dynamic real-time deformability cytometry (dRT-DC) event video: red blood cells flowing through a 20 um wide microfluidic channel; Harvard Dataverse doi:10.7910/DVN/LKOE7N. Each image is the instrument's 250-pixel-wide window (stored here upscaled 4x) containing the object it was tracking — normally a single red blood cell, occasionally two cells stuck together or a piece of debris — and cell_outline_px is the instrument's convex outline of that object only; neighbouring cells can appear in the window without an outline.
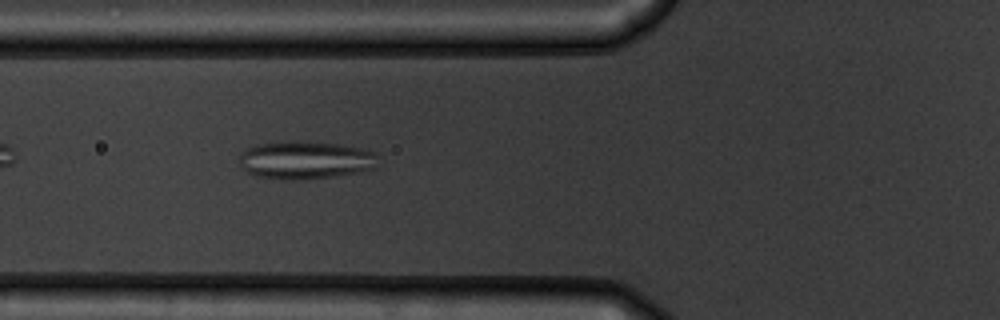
{"species": "common noctule bat (a hibernating species)", "species_latin": "Nyctalus noctula", "temperature_condition": "warm", "stored_images_in_passage": 39, "camera_frame_rate_fps": 3000, "um_per_image_px": 0.085, "animal": {"sex": "male", "body_mass_g": 19.5, "forearm_length_mm": 54.6}, "frame": {"image": 1, "passage_image": 6, "time_ms": 1.667, "image_size_px": [1000, 320], "cell_outline_px": [[380, 168], [360, 172], [304, 180], [288, 180], [256, 176], [244, 172], [240, 164], [240, 152], [248, 148], [260, 144], [292, 140], [300, 140], [340, 144], [368, 148], [376, 152]], "centroid_in_image_um": [26.03, 13.6], "position_along_channel_um": 99.8, "area_um2": 31.56}}
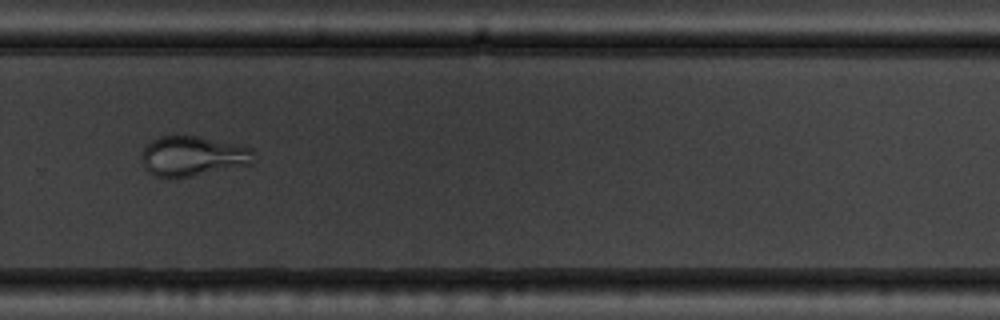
{"frame": {"image": 2, "passage_image": 23, "time_ms": 7.333, "image_size_px": [1000, 320], "cell_outline_px": [[256, 160], [252, 164], [172, 180], [152, 176], [144, 168], [144, 148], [152, 140], [160, 136], [196, 136], [240, 144], [252, 148], [256, 152]], "centroid_in_image_um": [16.44, 13.3], "position_along_channel_um": 313.4, "area_um2": 26.59}, "authors_computed_cell_mechanics": {"area_um2": 27.9174, "velocity_mm_per_s": 3.7863, "shape_relaxation_time_tau1_ms": null, "shape_relaxation_time_tau2_ms": 1.3638, "deformation_change_tau1": null, "deformation_change_tau2": 0.0794}}